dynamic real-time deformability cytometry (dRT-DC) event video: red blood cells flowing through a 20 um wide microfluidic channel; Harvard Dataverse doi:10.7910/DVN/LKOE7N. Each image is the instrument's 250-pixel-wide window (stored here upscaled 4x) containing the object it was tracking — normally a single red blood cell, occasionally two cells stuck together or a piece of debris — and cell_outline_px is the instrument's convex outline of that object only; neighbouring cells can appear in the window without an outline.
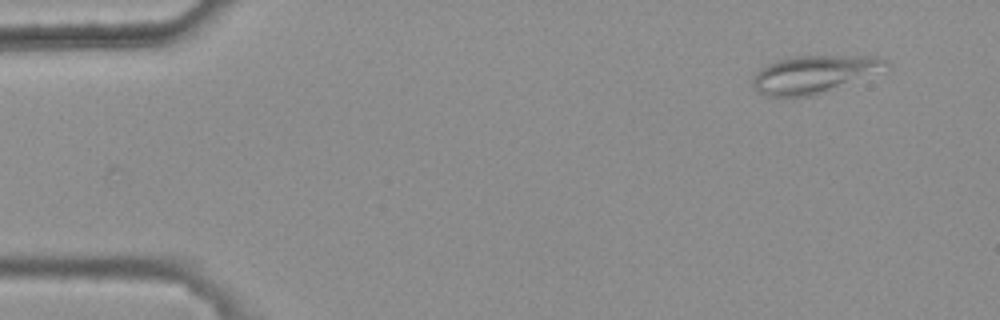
{"species": "common noctule bat (a hibernating species)", "species_latin": "Nyctalus noctula", "temperature_condition": "warm", "stored_images_in_passage": 5, "camera_frame_rate_fps": 3000, "um_per_image_px": 0.085, "animal": {"sex": "female", "body_mass_g": 25.1}, "frame": {"image": 1, "passage_image": 1, "time_ms": 0.0, "image_size_px": [1000, 320], "cell_outline_px": [[892, 64], [888, 68], [812, 96], [764, 96], [752, 88], [752, 76], [756, 72], [768, 64], [776, 60], [792, 56], [880, 56], [888, 60]], "centroid_in_image_um": [69.16, 6.29], "position_along_channel_um": 15.8, "area_um2": 29.13}}
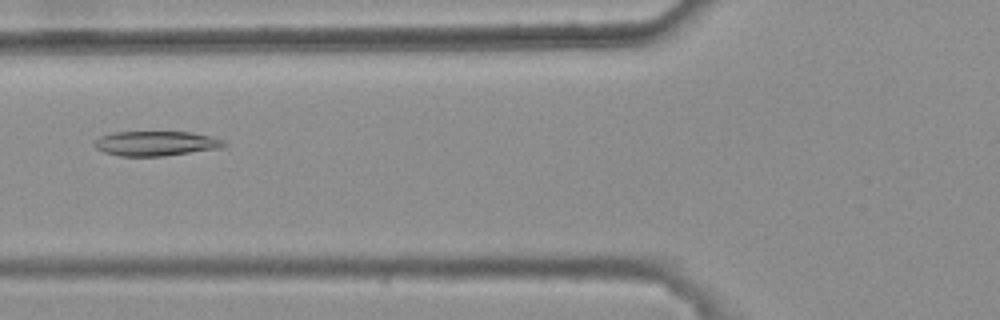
{"frame": {"image": 2, "passage_image": 5, "time_ms": 1.333, "image_size_px": [1000, 320], "cell_outline_px": [[228, 144], [220, 148], [164, 156], [120, 156], [104, 152], [96, 148], [92, 144], [100, 136], [112, 132], [192, 132], [212, 136], [224, 140]], "centroid_in_image_um": [13.26, 12.19], "position_along_channel_um": 112.5, "area_um2": 18.79}}